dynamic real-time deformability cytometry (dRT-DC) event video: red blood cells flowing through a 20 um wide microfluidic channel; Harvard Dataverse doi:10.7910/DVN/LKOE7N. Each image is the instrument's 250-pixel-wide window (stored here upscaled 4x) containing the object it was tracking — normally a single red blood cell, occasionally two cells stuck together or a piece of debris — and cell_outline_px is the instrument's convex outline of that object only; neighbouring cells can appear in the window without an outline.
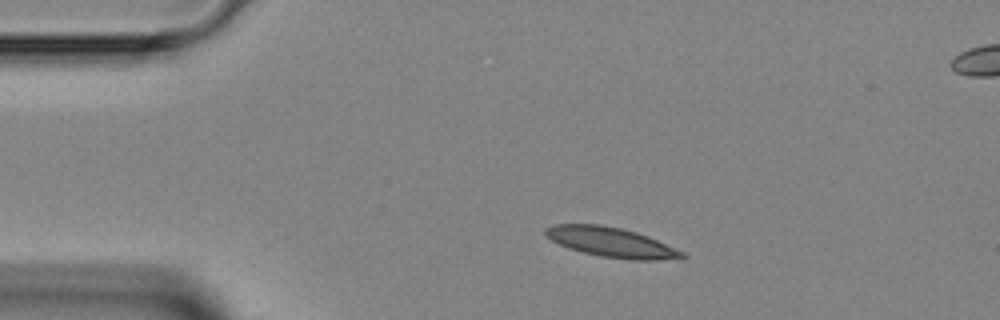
{"species": "Egyptian fruit bat (a non-hibernating species)", "species_latin": "Rousettus aegyptiacus", "temperature_condition": "room temperature", "stored_images_in_passage": 5, "camera_frame_rate_fps": 3000, "um_per_image_px": 0.085, "animal": {"sex": "female"}, "frame": {"image": 1, "passage_image": 1, "time_ms": 0.0, "image_size_px": [1000, 320], "cell_outline_px": [[688, 256], [684, 260], [628, 260], [600, 256], [568, 248], [552, 240], [544, 232], [544, 228], [552, 224], [600, 224], [620, 228], [636, 232], [648, 236], [684, 252]], "centroid_in_image_um": [52.02, 20.61], "position_along_channel_um": 33.0, "area_um2": 23.87}}
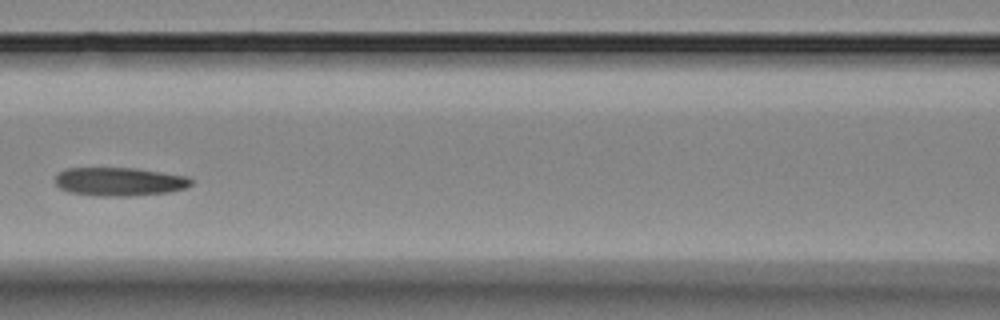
{"frame": {"image": 2, "passage_image": 4, "time_ms": 4.0, "image_size_px": [1000, 320], "cell_outline_px": [[192, 184], [184, 188], [168, 192], [132, 196], [100, 196], [68, 192], [60, 188], [56, 184], [56, 176], [64, 168], [136, 168], [188, 176], [192, 180]], "centroid_in_image_um": [10.15, 15.44], "position_along_channel_um": 156.4, "area_um2": 22.6}}
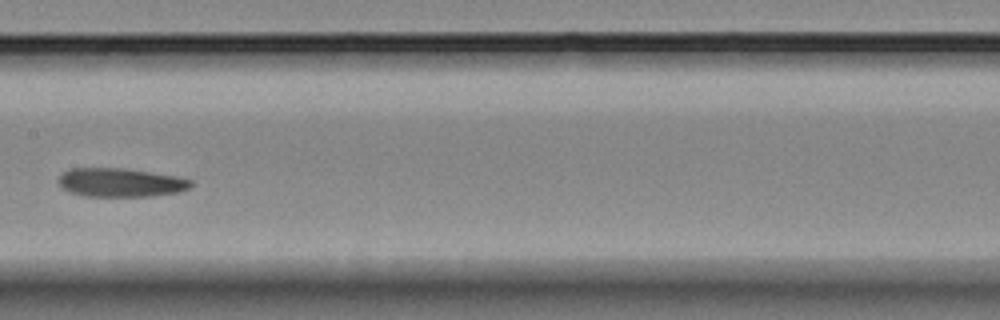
{"frame": {"image": 3, "passage_image": 5, "time_ms": 5.0, "image_size_px": [1000, 320], "cell_outline_px": [[192, 184], [188, 188], [180, 192], [152, 196], [84, 196], [68, 192], [60, 184], [60, 176], [64, 172], [72, 168], [120, 168], [176, 176], [192, 180]], "centroid_in_image_um": [10.26, 15.52], "position_along_channel_um": 197.1, "area_um2": 21.91}}